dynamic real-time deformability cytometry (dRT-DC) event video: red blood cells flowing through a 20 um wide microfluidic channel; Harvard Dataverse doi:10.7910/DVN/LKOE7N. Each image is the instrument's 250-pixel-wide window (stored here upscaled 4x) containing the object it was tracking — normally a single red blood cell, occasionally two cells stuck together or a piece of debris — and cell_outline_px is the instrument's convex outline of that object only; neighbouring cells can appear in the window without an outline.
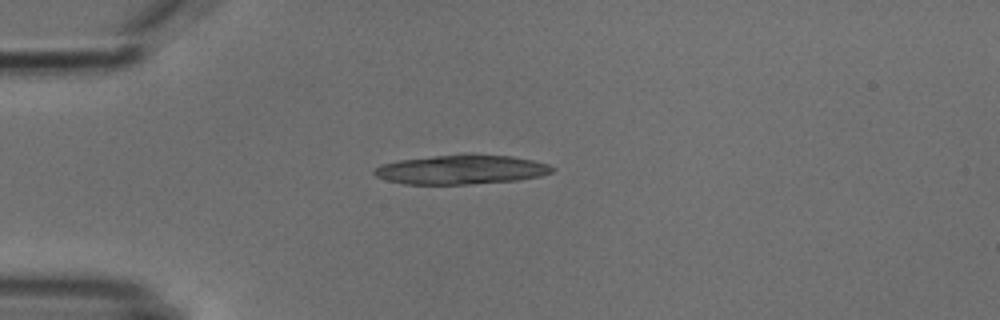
{"species": "common noctule bat (a hibernating species)", "species_latin": "Nyctalus noctula", "temperature_condition": "cold", "stored_images_in_passage": 2, "camera_frame_rate_fps": 3000, "um_per_image_px": 0.085, "animal": {"sex": "male", "body_mass_g": 18.8}, "frame": {"image": 1, "passage_image": 2, "time_ms": 1.333, "image_size_px": [1000, 320], "cell_outline_px": [[556, 168], [552, 172], [540, 176], [516, 180], [468, 184], [404, 184], [388, 180], [376, 176], [372, 172], [380, 164], [400, 160], [432, 156], [472, 152], [512, 156], [532, 160], [548, 164]], "centroid_in_image_um": [39.23, 14.39], "position_along_channel_um": 45.8, "area_um2": 30.75}}